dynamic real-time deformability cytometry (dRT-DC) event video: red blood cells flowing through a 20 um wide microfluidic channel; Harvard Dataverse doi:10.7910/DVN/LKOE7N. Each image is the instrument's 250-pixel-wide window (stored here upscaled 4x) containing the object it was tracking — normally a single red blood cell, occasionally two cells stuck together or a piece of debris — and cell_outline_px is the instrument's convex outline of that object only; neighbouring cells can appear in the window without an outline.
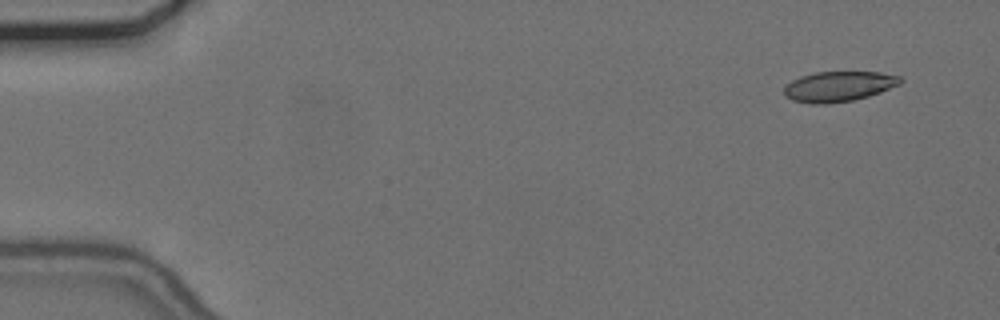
{"species": "common noctule bat (a hibernating species)", "species_latin": "Nyctalus noctula", "temperature_condition": "cold", "stored_images_in_passage": 53, "camera_frame_rate_fps": 3000, "um_per_image_px": 0.085, "animal": {"sex": "female", "body_mass_g": 24.6, "forearm_length_mm": 56.2}, "frame": {"image": 1, "passage_image": 1, "time_ms": 0.0, "image_size_px": [1000, 320], "cell_outline_px": [[904, 80], [900, 84], [880, 92], [868, 96], [852, 100], [824, 104], [812, 104], [792, 100], [784, 96], [784, 84], [800, 76], [816, 72], [880, 72], [900, 76]], "centroid_in_image_um": [71.26, 7.34], "position_along_channel_um": 13.7, "area_um2": 20.58}}
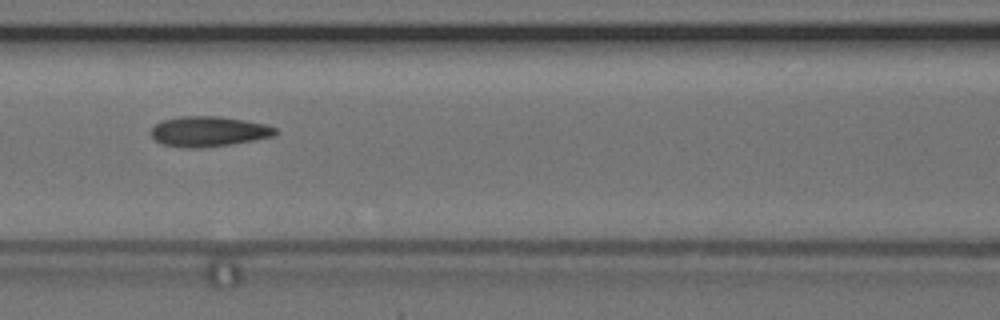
{"frame": {"image": 2, "passage_image": 22, "time_ms": 7.0, "image_size_px": [1000, 320], "cell_outline_px": [[276, 132], [272, 136], [232, 144], [200, 148], [184, 148], [164, 144], [156, 140], [152, 136], [152, 128], [156, 124], [164, 120], [180, 116], [220, 116], [244, 120], [264, 124], [276, 128]], "centroid_in_image_um": [17.72, 11.17], "position_along_channel_um": 148.9, "area_um2": 21.62}}
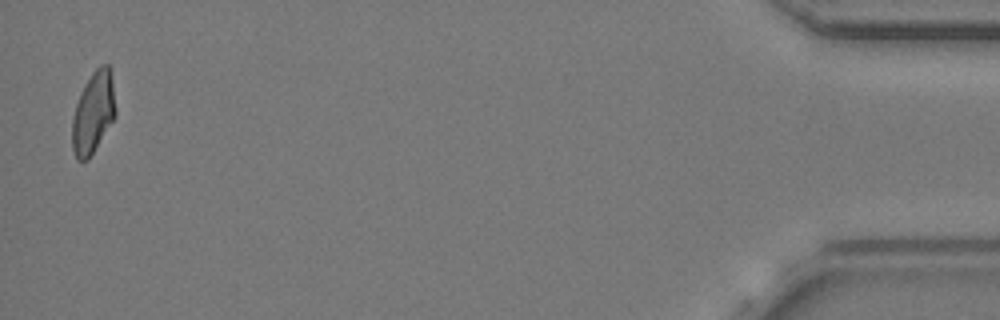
{"frame": {"image": 3, "passage_image": 52, "time_ms": 17.0, "image_size_px": [1000, 320], "cell_outline_px": [[116, 116], [88, 160], [76, 160], [72, 148], [72, 116], [80, 92], [84, 84], [92, 72], [100, 64], [108, 64], [112, 68], [116, 108]], "centroid_in_image_um": [7.94, 9.53], "position_along_channel_um": 427.3, "area_um2": 21.1}}